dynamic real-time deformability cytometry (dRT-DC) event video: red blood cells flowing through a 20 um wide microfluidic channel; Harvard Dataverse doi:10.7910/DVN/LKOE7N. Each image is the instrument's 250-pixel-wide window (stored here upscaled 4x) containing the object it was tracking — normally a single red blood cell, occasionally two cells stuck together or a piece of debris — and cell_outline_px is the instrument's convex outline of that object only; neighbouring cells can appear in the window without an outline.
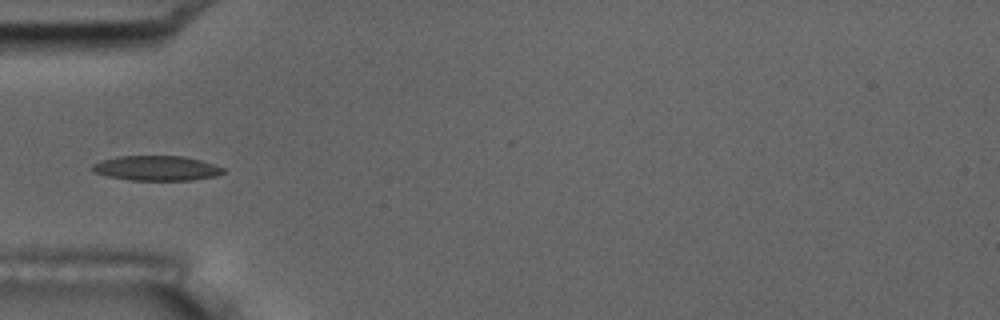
{"species": "common noctule bat (a hibernating species)", "species_latin": "Nyctalus noctula", "temperature_condition": "room temperature", "stored_images_in_passage": 8, "camera_frame_rate_fps": 3000, "um_per_image_px": 0.085, "animal": {"sex": "male", "body_mass_g": 17.5, "forearm_length_mm": 52.3}, "frame": {"image": 1, "passage_image": 5, "time_ms": 5.333, "image_size_px": [1000, 320], "cell_outline_px": [[224, 172], [216, 176], [192, 180], [128, 180], [108, 176], [92, 172], [88, 168], [92, 164], [100, 160], [120, 156], [184, 156], [200, 160], [224, 168]], "centroid_in_image_um": [13.24, 14.29], "position_along_channel_um": 71.8, "area_um2": 19.07}}
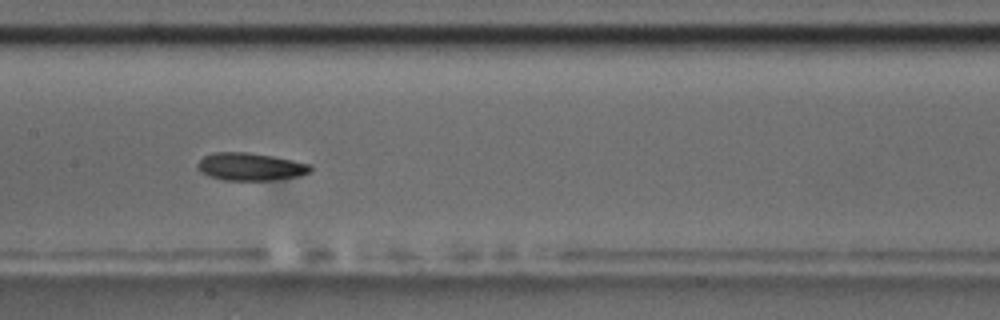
{"frame": {"image": 2, "passage_image": 8, "time_ms": 8.667, "image_size_px": [1000, 320], "cell_outline_px": [[312, 172], [296, 176], [272, 180], [224, 180], [200, 172], [196, 168], [196, 164], [204, 156], [212, 152], [248, 152], [272, 156], [312, 164]], "centroid_in_image_um": [21.28, 14.16], "position_along_channel_um": 186.1, "area_um2": 18.21}}